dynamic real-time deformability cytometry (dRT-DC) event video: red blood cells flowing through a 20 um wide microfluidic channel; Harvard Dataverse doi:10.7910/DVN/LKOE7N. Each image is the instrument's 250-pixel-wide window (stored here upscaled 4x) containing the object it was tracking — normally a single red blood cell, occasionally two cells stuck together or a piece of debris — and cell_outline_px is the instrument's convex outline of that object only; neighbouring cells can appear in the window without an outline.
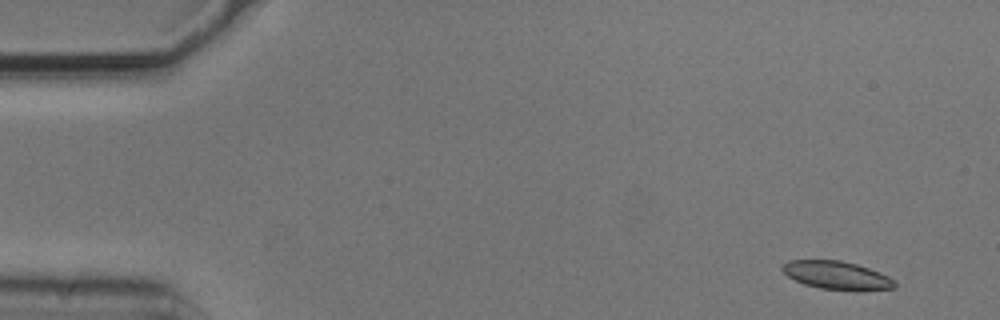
{"species": "common noctule bat (a hibernating species)", "species_latin": "Nyctalus noctula", "temperature_condition": "cold", "stored_images_in_passage": 52, "camera_frame_rate_fps": 3000, "um_per_image_px": 0.085, "animal": {"sex": "male", "body_mass_g": 20.5, "forearm_length_mm": 52.5}, "frame": {"image": 1, "passage_image": 1, "time_ms": 0.0, "image_size_px": [1000, 320], "cell_outline_px": [[896, 288], [820, 288], [804, 284], [788, 276], [780, 268], [788, 260], [840, 260], [856, 264], [880, 272], [888, 276], [896, 284]], "centroid_in_image_um": [71.05, 23.35], "position_along_channel_um": 14.0, "area_um2": 17.57}}
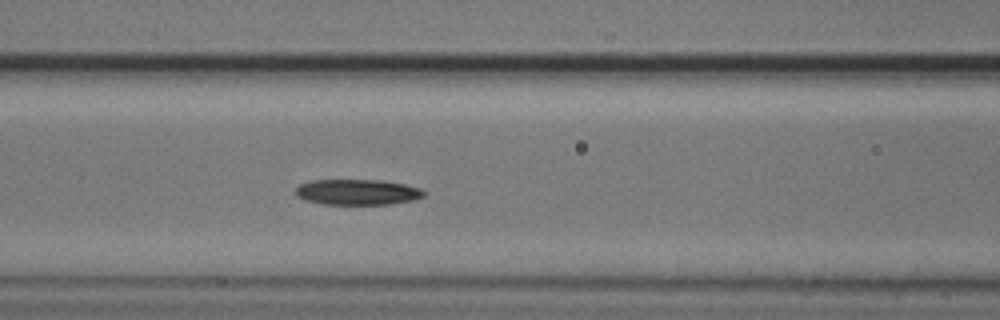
{"frame": {"image": 2, "passage_image": 20, "time_ms": 6.333, "image_size_px": [1000, 320], "cell_outline_px": [[428, 192], [424, 196], [412, 200], [388, 204], [324, 204], [304, 200], [296, 196], [296, 188], [300, 184], [308, 180], [380, 180], [404, 184], [420, 188]], "centroid_in_image_um": [30.37, 16.32], "position_along_channel_um": 136.2, "area_um2": 19.19}}
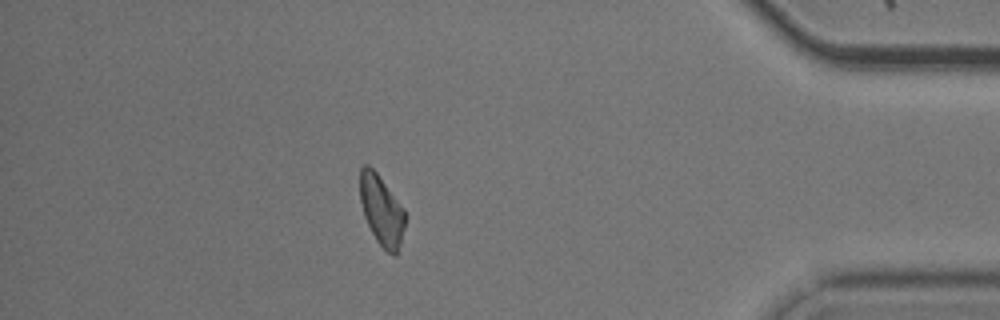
{"frame": {"image": 3, "passage_image": 45, "time_ms": 14.667, "image_size_px": [1000, 320], "cell_outline_px": [[404, 228], [400, 244], [396, 256], [392, 256], [376, 240], [364, 216], [360, 200], [360, 168], [364, 164], [368, 164], [376, 172], [404, 208]], "centroid_in_image_um": [32.42, 17.87], "position_along_channel_um": 402.8, "area_um2": 18.21}, "authors_computed_cell_mechanics": {"area_um2": 19.2185, "velocity_mm_per_s": 3.6972, "shape_relaxation_time_tau1_ms": 3.1465, "shape_relaxation_time_tau2_ms": 8.3186, "deformation_change_tau1": 0.1172, "deformation_change_tau2": 0.184}}